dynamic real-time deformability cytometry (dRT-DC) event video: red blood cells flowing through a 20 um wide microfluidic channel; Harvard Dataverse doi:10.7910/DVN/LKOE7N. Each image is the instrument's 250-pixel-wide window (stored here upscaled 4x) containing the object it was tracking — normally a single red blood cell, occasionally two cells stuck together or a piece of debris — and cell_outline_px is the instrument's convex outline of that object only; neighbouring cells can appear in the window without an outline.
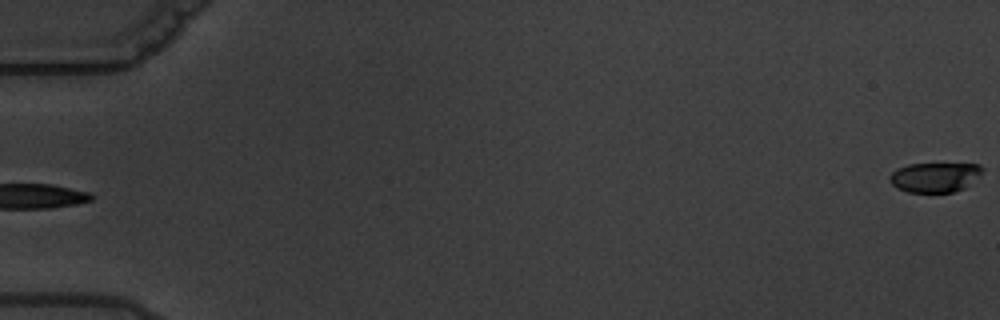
{"species": "common noctule bat (a hibernating species)", "species_latin": "Nyctalus noctula", "temperature_condition": "warm", "stored_images_in_passage": 7, "camera_frame_rate_fps": 3000, "um_per_image_px": 0.085, "animal": {"sex": "male", "body_mass_g": 19.5, "forearm_length_mm": 54.6}, "frame": {"image": 1, "passage_image": 7, "time_ms": 7.0, "image_size_px": [1000, 320], "cell_outline_px": [[984, 168], [964, 188], [952, 192], [908, 192], [896, 188], [888, 180], [888, 176], [896, 168], [908, 164], [980, 164]], "centroid_in_image_um": [79.37, 15.06], "position_along_channel_um": 5.6, "area_um2": 15.9}}